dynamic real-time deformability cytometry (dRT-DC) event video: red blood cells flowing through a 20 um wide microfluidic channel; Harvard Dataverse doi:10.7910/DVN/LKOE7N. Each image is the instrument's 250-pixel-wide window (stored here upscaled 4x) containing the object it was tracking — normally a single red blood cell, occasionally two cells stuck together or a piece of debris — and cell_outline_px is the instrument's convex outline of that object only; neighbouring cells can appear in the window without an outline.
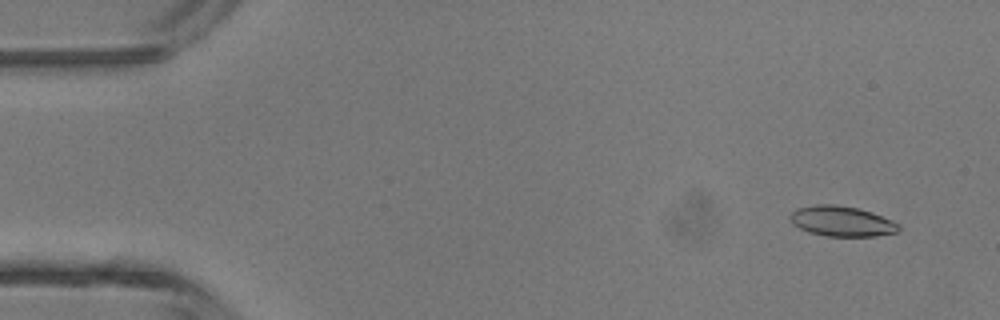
{"species": "common noctule bat (a hibernating species)", "species_latin": "Nyctalus noctula", "temperature_condition": "room temperature", "stored_images_in_passage": 4, "camera_frame_rate_fps": 3000, "um_per_image_px": 0.085, "animal": {"sex": "male", "body_mass_g": 13.3}, "frame": {"image": 1, "passage_image": 1, "time_ms": 0.0, "image_size_px": [1000, 320], "cell_outline_px": [[900, 228], [896, 232], [876, 236], [824, 236], [808, 232], [792, 224], [788, 216], [796, 208], [816, 204], [836, 204], [856, 208], [872, 212], [892, 220], [900, 224]], "centroid_in_image_um": [71.52, 18.8], "position_along_channel_um": 13.5, "area_um2": 19.31}}
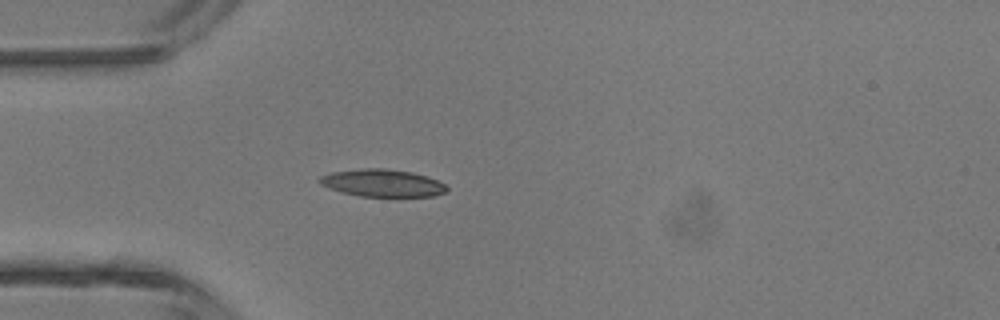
{"frame": {"image": 2, "passage_image": 4, "time_ms": 1.0, "image_size_px": [1000, 320], "cell_outline_px": [[448, 192], [432, 196], [360, 196], [340, 192], [328, 188], [320, 184], [316, 180], [320, 176], [332, 172], [364, 168], [384, 168], [412, 172], [428, 176], [444, 184], [448, 188]], "centroid_in_image_um": [32.48, 15.55], "position_along_channel_um": 52.5, "area_um2": 20.4}}